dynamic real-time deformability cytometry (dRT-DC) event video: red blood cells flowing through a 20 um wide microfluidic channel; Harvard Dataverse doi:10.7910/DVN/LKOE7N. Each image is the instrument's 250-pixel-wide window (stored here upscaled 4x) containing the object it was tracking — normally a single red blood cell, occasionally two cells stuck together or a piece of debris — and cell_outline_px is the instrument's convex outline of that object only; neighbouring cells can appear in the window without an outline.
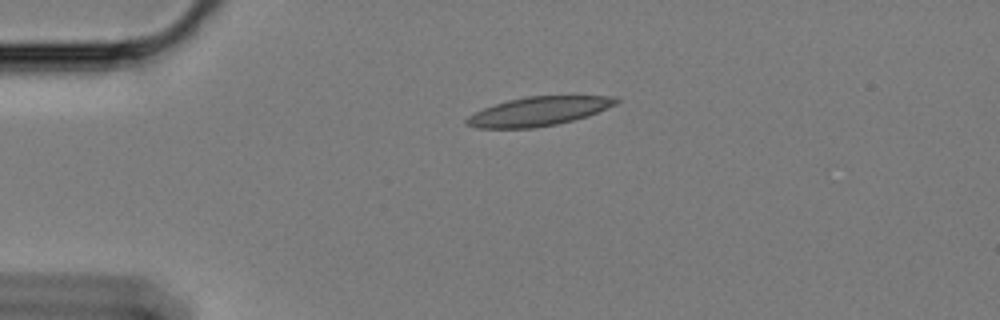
{"species": "Egyptian fruit bat (a non-hibernating species)", "species_latin": "Rousettus aegyptiacus", "temperature_condition": "cold", "stored_images_in_passage": 48, "camera_frame_rate_fps": 3000, "um_per_image_px": 0.085, "animal": {"sex": "female"}, "frame": {"image": 1, "passage_image": 1, "time_ms": 0.0, "image_size_px": [1000, 320], "cell_outline_px": [[620, 100], [616, 104], [596, 112], [572, 120], [556, 124], [532, 128], [476, 128], [464, 124], [464, 120], [468, 116], [484, 108], [508, 100], [524, 96], [616, 96]], "centroid_in_image_um": [45.73, 9.46], "position_along_channel_um": 39.3, "area_um2": 24.97}}
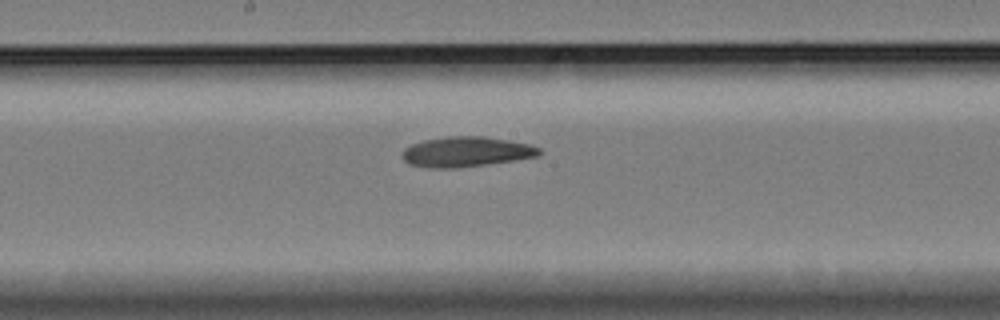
{"frame": {"image": 2, "passage_image": 19, "time_ms": 6.0, "image_size_px": [1000, 320], "cell_outline_px": [[544, 152], [540, 156], [456, 168], [428, 168], [408, 164], [404, 160], [404, 148], [412, 144], [424, 140], [448, 136], [484, 136], [528, 144], [540, 148]], "centroid_in_image_um": [39.63, 12.9], "position_along_channel_um": 208.6, "area_um2": 23.87}}
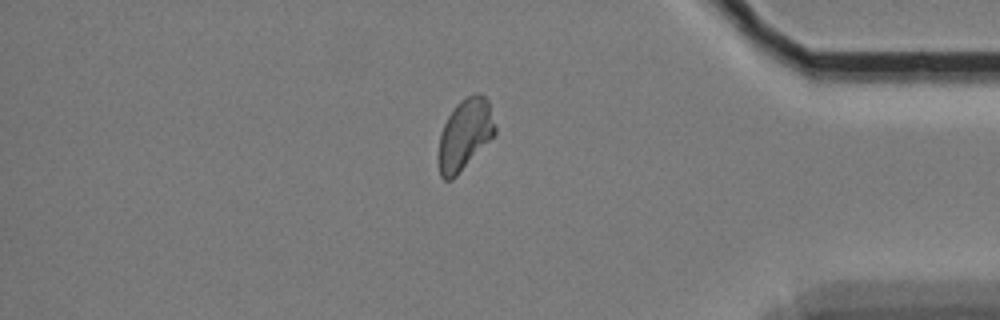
{"frame": {"image": 3, "passage_image": 38, "time_ms": 12.333, "image_size_px": [1000, 320], "cell_outline_px": [[496, 136], [452, 180], [444, 180], [440, 176], [440, 132], [448, 116], [456, 104], [460, 100], [476, 92], [484, 96], [488, 100], [496, 128]], "centroid_in_image_um": [39.56, 11.42], "position_along_channel_um": 395.6, "area_um2": 23.35}, "authors_computed_cell_mechanics": {"area_um2": 23.698, "velocity_mm_per_s": 3.3564, "shape_relaxation_time_tau1_ms": null, "shape_relaxation_time_tau2_ms": 8.4053, "deformation_change_tau1": null, "deformation_change_tau2": 0.134}}